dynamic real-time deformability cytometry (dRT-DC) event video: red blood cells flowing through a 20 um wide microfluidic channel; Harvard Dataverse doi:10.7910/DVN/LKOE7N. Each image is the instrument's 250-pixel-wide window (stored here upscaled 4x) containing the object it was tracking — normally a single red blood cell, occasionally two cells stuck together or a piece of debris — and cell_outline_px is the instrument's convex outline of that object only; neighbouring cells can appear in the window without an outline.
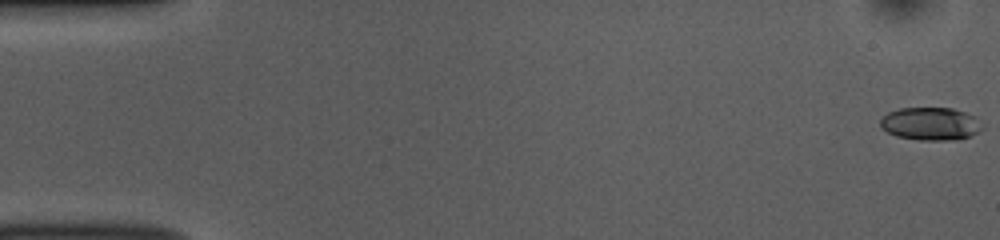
{"species": "common noctule bat (a hibernating species)", "species_latin": "Nyctalus noctula", "temperature_condition": "room temperature", "stored_images_in_passage": 53, "camera_frame_rate_fps": 3000, "um_per_image_px": 0.085, "animal": {"sex": "female", "body_mass_g": 10.0, "forearm_length_mm": 53.1}, "frame": {"image": 1, "passage_image": 1, "time_ms": 0.0, "image_size_px": [1000, 240], "cell_outline_px": [[984, 128], [980, 132], [968, 136], [952, 140], [920, 140], [896, 136], [880, 128], [880, 120], [888, 112], [900, 108], [952, 108], [976, 116], [984, 124]], "centroid_in_image_um": [79.13, 10.52], "position_along_channel_um": 5.9, "area_um2": 19.71}}
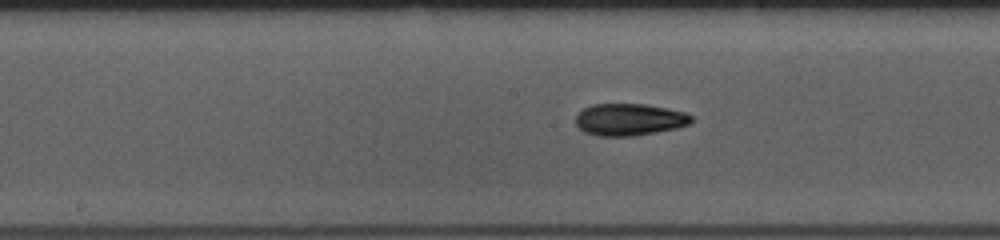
{"frame": {"image": 2, "passage_image": 27, "time_ms": 8.667, "image_size_px": [1000, 240], "cell_outline_px": [[692, 120], [688, 124], [676, 128], [656, 132], [632, 136], [596, 136], [584, 132], [576, 124], [576, 116], [584, 108], [592, 104], [644, 104], [668, 108], [684, 112], [692, 116]], "centroid_in_image_um": [53.48, 10.16], "position_along_channel_um": 194.7, "area_um2": 21.5}}
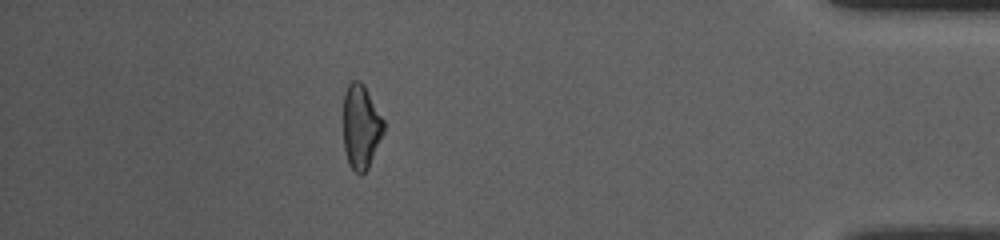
{"frame": {"image": 3, "passage_image": 47, "time_ms": 15.333, "image_size_px": [1000, 240], "cell_outline_px": [[384, 132], [368, 168], [360, 176], [348, 164], [344, 148], [344, 92], [348, 84], [352, 80], [360, 80], [364, 84], [384, 120]], "centroid_in_image_um": [30.68, 10.76], "position_along_channel_um": 404.5, "area_um2": 19.88}, "authors_computed_cell_mechanics": {"area_um2": 20.519, "velocity_mm_per_s": 3.8447, "shape_relaxation_time_tau1_ms": 6.059, "shape_relaxation_time_tau2_ms": 3.1399, "deformation_change_tau1": 0.1671, "deformation_change_tau2": 0.0978}}